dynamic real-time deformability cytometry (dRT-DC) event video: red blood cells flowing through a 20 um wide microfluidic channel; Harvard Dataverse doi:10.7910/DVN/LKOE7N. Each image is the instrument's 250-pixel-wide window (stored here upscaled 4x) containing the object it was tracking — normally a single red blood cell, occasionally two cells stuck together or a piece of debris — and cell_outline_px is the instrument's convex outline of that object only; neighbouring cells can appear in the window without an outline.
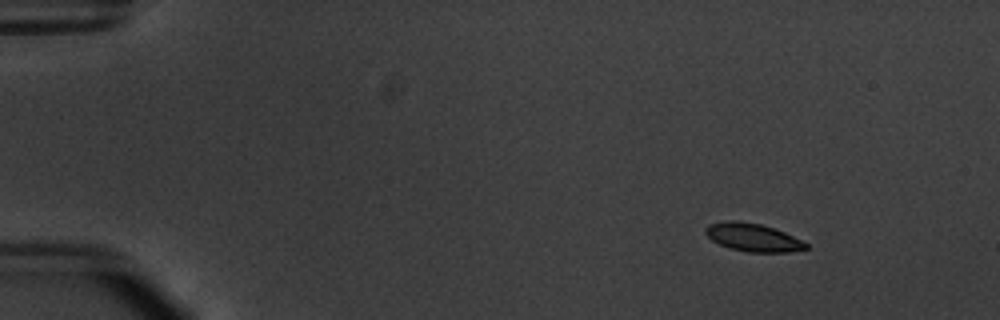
{"species": "common noctule bat (a hibernating species)", "species_latin": "Nyctalus noctula", "temperature_condition": "warm", "stored_images_in_passage": 57, "segment_of_instrument_passage": [1, 2], "camera_frame_rate_fps": 3000, "um_per_image_px": 0.085, "animal": {"sex": "male", "body_mass_g": 20.1, "forearm_length_mm": 53.5}, "frame": {"image": 1, "passage_image": 8, "time_ms": 2.333, "image_size_px": [1000, 320], "cell_outline_px": [[808, 248], [788, 252], [748, 252], [732, 248], [720, 244], [712, 240], [704, 232], [704, 228], [708, 224], [724, 220], [736, 220], [760, 224], [776, 228], [808, 244]], "centroid_in_image_um": [63.96, 20.16], "position_along_channel_um": 21.0, "area_um2": 16.36}}
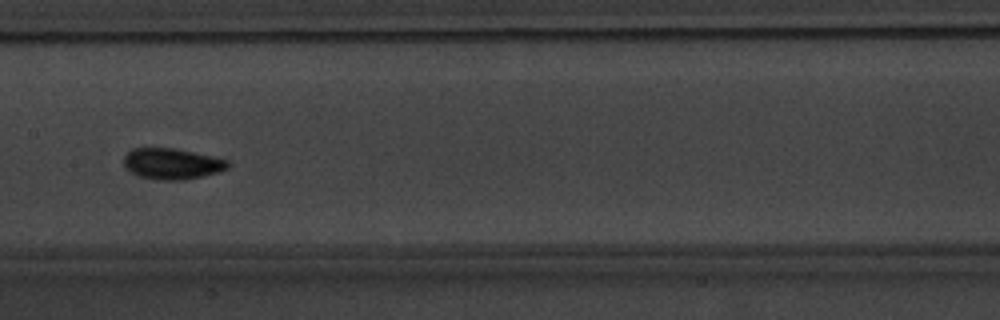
{"frame": {"image": 2, "passage_image": 30, "time_ms": 9.667, "image_size_px": [1000, 320], "cell_outline_px": [[228, 168], [220, 172], [184, 180], [160, 180], [140, 176], [132, 172], [124, 164], [124, 156], [132, 148], [172, 148], [192, 152], [228, 160]], "centroid_in_image_um": [14.62, 13.92], "position_along_channel_um": 192.8, "area_um2": 18.5}}
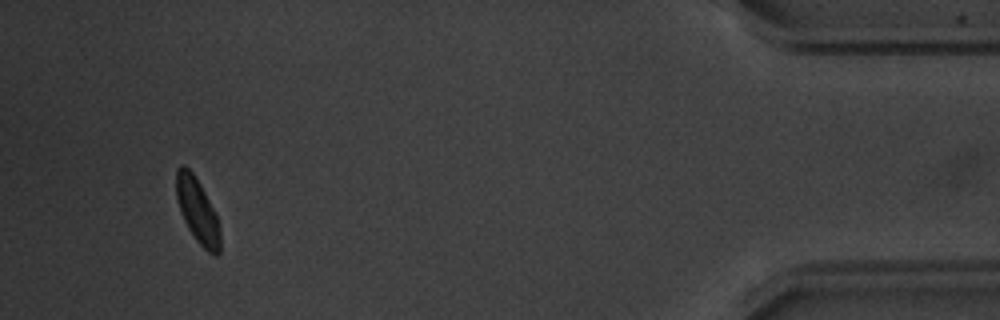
{"frame": {"image": 3, "passage_image": 53, "time_ms": 17.333, "image_size_px": [1000, 320], "cell_outline_px": [[220, 252], [216, 256], [212, 256], [196, 240], [188, 228], [180, 212], [176, 196], [176, 168], [180, 164], [184, 164], [192, 172], [200, 184], [216, 216], [220, 228]], "centroid_in_image_um": [16.77, 17.91], "position_along_channel_um": 418.4, "area_um2": 16.47}}